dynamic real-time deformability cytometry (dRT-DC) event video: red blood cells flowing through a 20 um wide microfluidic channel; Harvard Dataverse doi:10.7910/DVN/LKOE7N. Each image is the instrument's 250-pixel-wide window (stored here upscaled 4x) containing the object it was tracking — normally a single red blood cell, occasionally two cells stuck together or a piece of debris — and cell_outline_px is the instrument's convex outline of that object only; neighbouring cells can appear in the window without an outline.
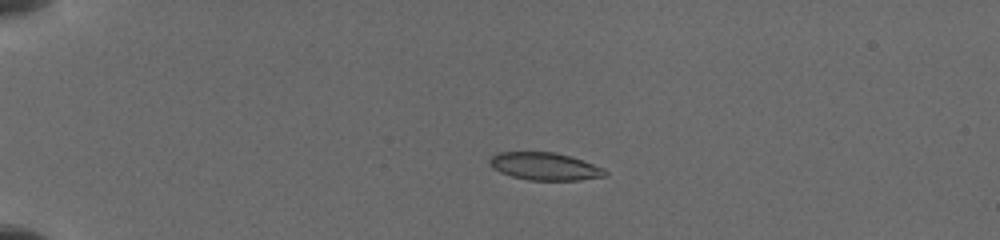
{"species": "common noctule bat (a hibernating species)", "species_latin": "Nyctalus noctula", "temperature_condition": "cold", "stored_images_in_passage": 28, "camera_frame_rate_fps": 3000, "um_per_image_px": 0.085, "animal": {"sex": "female", "body_mass_g": 19.5, "forearm_length_mm": 54.1}, "frame": {"image": 1, "passage_image": 15, "time_ms": 3.667, "image_size_px": [1000, 240], "cell_outline_px": [[608, 176], [580, 180], [528, 180], [512, 176], [500, 172], [492, 168], [488, 164], [488, 160], [496, 152], [556, 152], [572, 156], [604, 168], [608, 172]], "centroid_in_image_um": [46.32, 14.14], "position_along_channel_um": 38.7, "area_um2": 18.84}}
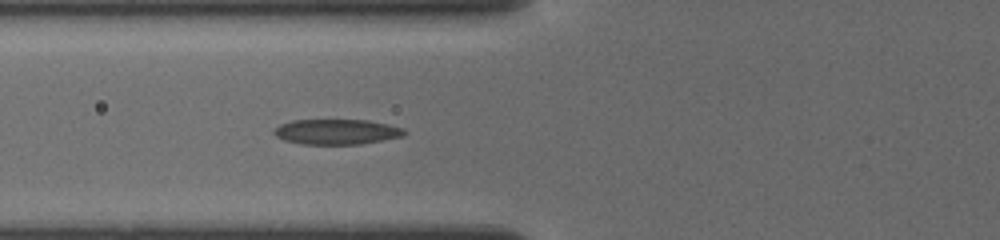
{"frame": {"image": 2, "passage_image": 23, "time_ms": 6.667, "image_size_px": [1000, 240], "cell_outline_px": [[408, 132], [400, 136], [360, 144], [300, 144], [284, 140], [276, 136], [272, 132], [280, 124], [292, 120], [368, 120], [388, 124], [404, 128]], "centroid_in_image_um": [28.59, 11.19], "position_along_channel_um": 97.2, "area_um2": 19.07}}
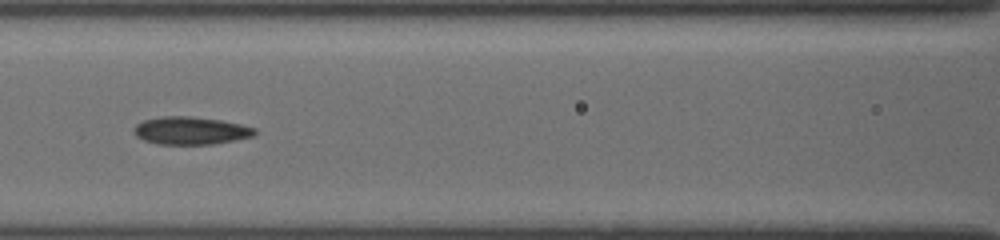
{"frame": {"image": 3, "passage_image": 26, "time_ms": 8.0, "image_size_px": [1000, 240], "cell_outline_px": [[256, 132], [252, 136], [236, 140], [212, 144], [160, 144], [144, 140], [136, 136], [132, 132], [132, 128], [136, 124], [144, 120], [160, 116], [192, 116], [220, 120], [240, 124], [256, 128]], "centroid_in_image_um": [16.17, 11.09], "position_along_channel_um": 150.4, "area_um2": 19.59}}